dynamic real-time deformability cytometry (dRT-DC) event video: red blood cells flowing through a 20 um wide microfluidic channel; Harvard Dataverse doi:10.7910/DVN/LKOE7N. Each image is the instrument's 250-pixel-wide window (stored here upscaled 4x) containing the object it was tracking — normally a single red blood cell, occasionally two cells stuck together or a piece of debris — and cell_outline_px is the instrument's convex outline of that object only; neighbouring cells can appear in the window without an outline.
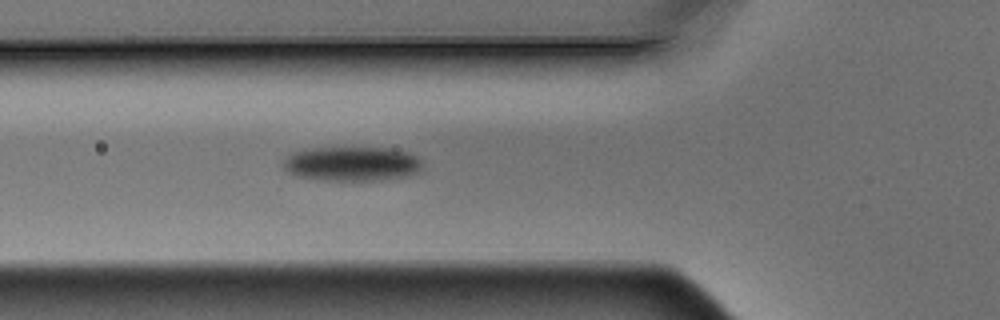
{"species": "Egyptian fruit bat (a non-hibernating species)", "species_latin": "Rousettus aegyptiacus", "temperature_condition": "warm", "stored_images_in_passage": 6, "segment_of_instrument_passage": [1, 2], "camera_frame_rate_fps": 3000, "um_per_image_px": 0.085, "animal": {"sex": "male"}, "frame": {"image": 1, "passage_image": 5, "time_ms": 1.333, "image_size_px": [1000, 320], "cell_outline_px": [[424, 164], [420, 172], [408, 176], [380, 180], [320, 180], [296, 176], [288, 172], [280, 164], [280, 160], [292, 152], [304, 148], [392, 148], [408, 152], [416, 156]], "centroid_in_image_um": [29.88, 13.92], "position_along_channel_um": 95.9, "area_um2": 28.5}}